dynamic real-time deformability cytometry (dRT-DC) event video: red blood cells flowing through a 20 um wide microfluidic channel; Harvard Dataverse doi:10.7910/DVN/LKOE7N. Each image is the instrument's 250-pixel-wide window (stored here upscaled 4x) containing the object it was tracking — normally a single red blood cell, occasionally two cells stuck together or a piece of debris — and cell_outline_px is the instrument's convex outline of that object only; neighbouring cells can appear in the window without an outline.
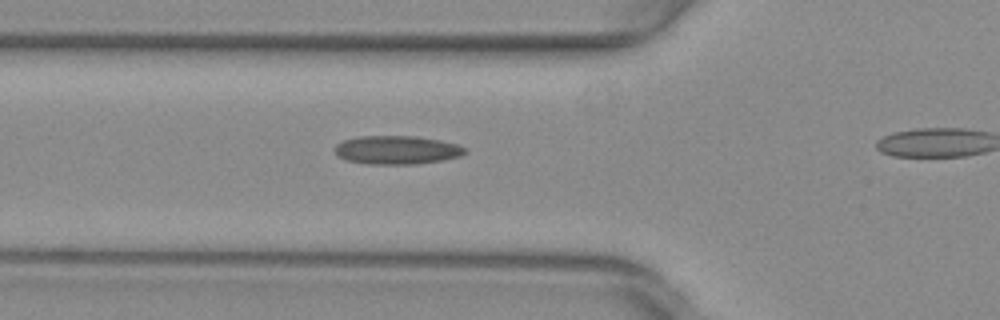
{"species": "common noctule bat (a hibernating species)", "species_latin": "Nyctalus noctula", "temperature_condition": "warm", "stored_images_in_passage": 26, "camera_frame_rate_fps": 3000, "um_per_image_px": 0.085, "animal": {"sex": "female", "body_mass_g": 29.2, "forearm_length_mm": 56.3}, "frame": {"image": 1, "passage_image": 2, "time_ms": 0.333, "image_size_px": [1000, 320], "cell_outline_px": [[468, 152], [460, 156], [444, 160], [416, 164], [368, 164], [348, 160], [340, 156], [332, 148], [336, 144], [344, 140], [360, 136], [416, 136], [440, 140], [456, 144], [464, 148]], "centroid_in_image_um": [33.74, 12.74], "position_along_channel_um": 92.1, "area_um2": 21.62}}
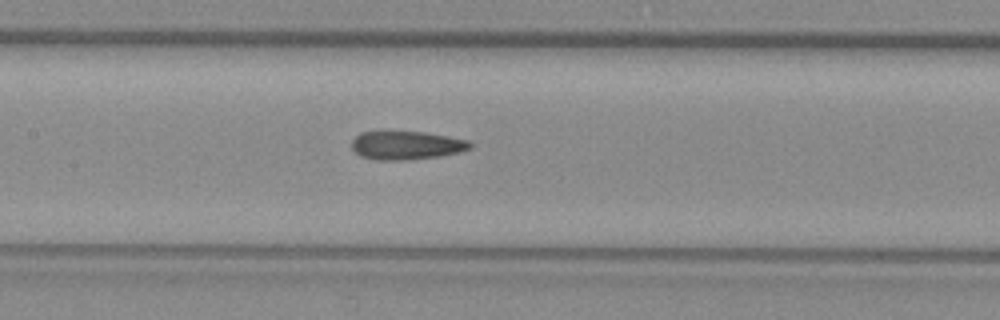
{"frame": {"image": 2, "passage_image": 8, "time_ms": 2.333, "image_size_px": [1000, 320], "cell_outline_px": [[472, 144], [468, 148], [456, 152], [440, 156], [408, 160], [376, 160], [360, 156], [352, 148], [352, 140], [360, 132], [380, 128], [424, 132], [468, 140]], "centroid_in_image_um": [34.42, 12.3], "position_along_channel_um": 173.0, "area_um2": 20.29}}
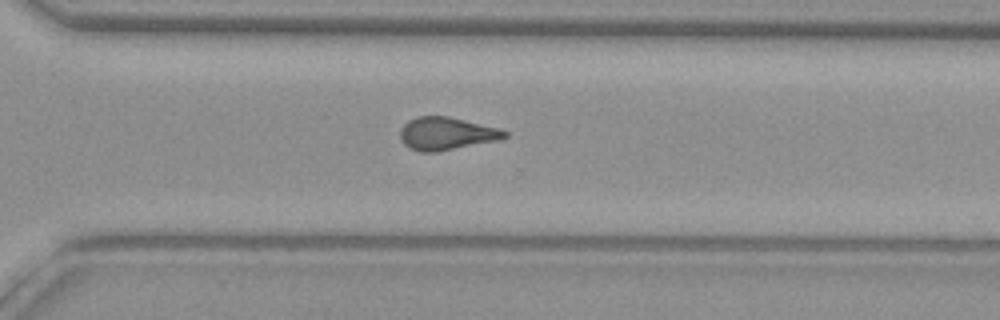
{"frame": {"image": 3, "passage_image": 20, "time_ms": 6.333, "image_size_px": [1000, 320], "cell_outline_px": [[508, 136], [496, 140], [436, 152], [420, 152], [408, 148], [400, 140], [400, 128], [408, 120], [416, 116], [448, 116], [496, 128], [508, 132]], "centroid_in_image_um": [37.86, 11.35], "position_along_channel_um": 332.7, "area_um2": 19.77}}